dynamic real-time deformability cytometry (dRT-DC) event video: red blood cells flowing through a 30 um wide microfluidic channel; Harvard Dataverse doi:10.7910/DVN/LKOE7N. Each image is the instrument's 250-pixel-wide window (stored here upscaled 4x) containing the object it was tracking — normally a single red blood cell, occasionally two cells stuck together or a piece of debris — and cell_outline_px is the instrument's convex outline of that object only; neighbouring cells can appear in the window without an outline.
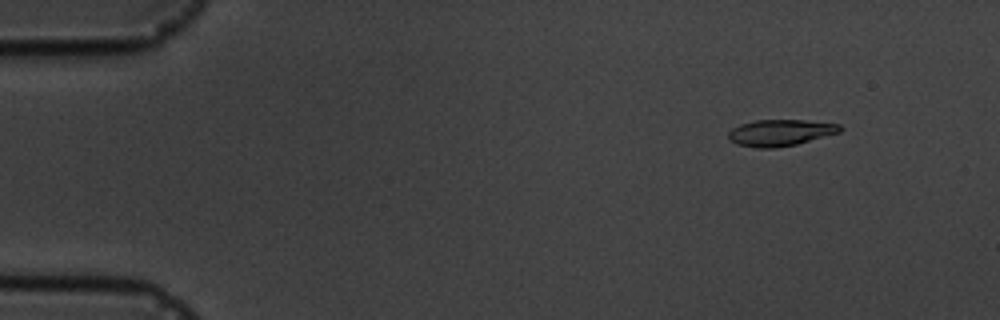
{"species": "common noctule bat (a hibernating species)", "species_latin": "Nyctalus noctula", "temperature_condition": "cold", "stored_images_in_passage": 5, "camera_frame_rate_fps": 3000, "um_per_image_px": 0.085, "animal": {"sex": "male", "body_mass_g": 19.5, "forearm_length_mm": 54.6}, "frame": {"image": 1, "passage_image": 2, "time_ms": 1.333, "image_size_px": [1000, 320], "cell_outline_px": [[844, 128], [840, 132], [796, 144], [776, 148], [756, 148], [736, 144], [728, 140], [728, 132], [732, 128], [740, 124], [756, 120], [804, 120], [840, 124]], "centroid_in_image_um": [66.3, 11.28], "position_along_channel_um": 18.7, "area_um2": 17.28}}
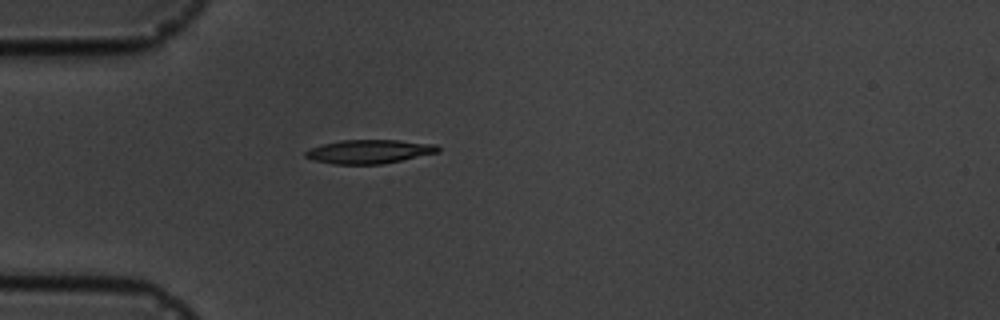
{"frame": {"image": 2, "passage_image": 5, "time_ms": 4.667, "image_size_px": [1000, 320], "cell_outline_px": [[440, 152], [380, 164], [336, 164], [312, 160], [304, 156], [304, 152], [312, 148], [324, 144], [340, 140], [400, 140], [436, 144], [440, 148]], "centroid_in_image_um": [31.4, 12.88], "position_along_channel_um": 53.6, "area_um2": 18.26}}